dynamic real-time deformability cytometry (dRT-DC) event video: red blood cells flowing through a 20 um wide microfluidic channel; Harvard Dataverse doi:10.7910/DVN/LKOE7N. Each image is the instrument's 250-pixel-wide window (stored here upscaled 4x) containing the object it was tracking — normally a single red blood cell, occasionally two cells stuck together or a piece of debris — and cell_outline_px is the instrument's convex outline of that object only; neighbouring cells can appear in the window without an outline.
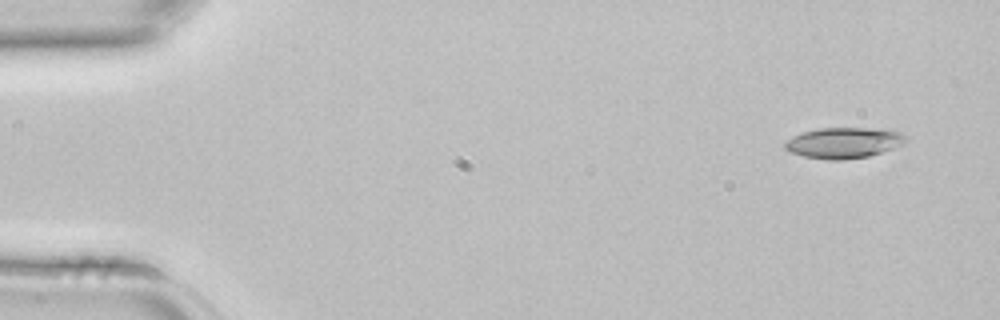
{"species": "common noctule bat (a hibernating species)", "species_latin": "Nyctalus noctula", "temperature_condition": "room temperature", "stored_images_in_passage": 4, "segment_of_instrument_passage": [2, 2], "camera_frame_rate_fps": 3000, "um_per_image_px": 0.085, "animal": {"sex": "female", "body_mass_g": 22.7, "forearm_length_mm": 54.2}, "frame": {"image": 1, "passage_image": 4, "time_ms": 1.0, "image_size_px": [1000, 320], "cell_outline_px": [[904, 144], [896, 148], [868, 156], [844, 160], [828, 160], [804, 156], [792, 152], [784, 148], [784, 140], [800, 132], [820, 128], [888, 128], [900, 132], [904, 136]], "centroid_in_image_um": [71.71, 12.13], "position_along_channel_um": 13.3, "area_um2": 21.96}}